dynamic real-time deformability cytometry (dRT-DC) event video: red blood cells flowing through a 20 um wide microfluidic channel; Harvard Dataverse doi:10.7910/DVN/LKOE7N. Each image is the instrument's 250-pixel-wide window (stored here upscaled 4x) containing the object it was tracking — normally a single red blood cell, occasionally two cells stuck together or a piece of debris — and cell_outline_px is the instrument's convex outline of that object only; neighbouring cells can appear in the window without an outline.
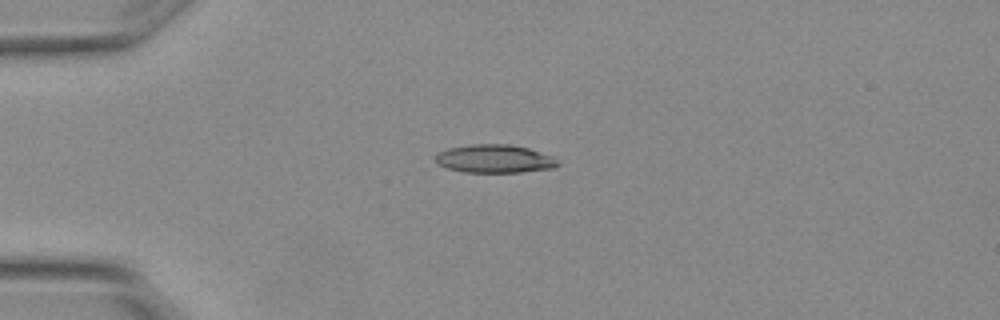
{"species": "Egyptian fruit bat (a non-hibernating species)", "species_latin": "Rousettus aegyptiacus", "temperature_condition": "warm", "stored_images_in_passage": 4, "camera_frame_rate_fps": 3000, "um_per_image_px": 0.085, "animal": {"sex": "female"}, "frame": {"image": 1, "passage_image": 1, "time_ms": 0.0, "image_size_px": [1000, 320], "cell_outline_px": [[560, 164], [556, 168], [520, 172], [464, 172], [448, 168], [440, 164], [436, 160], [436, 156], [440, 152], [448, 148], [472, 144], [508, 144], [528, 148], [552, 156]], "centroid_in_image_um": [42.08, 13.5], "position_along_channel_um": 42.9, "area_um2": 19.94}}
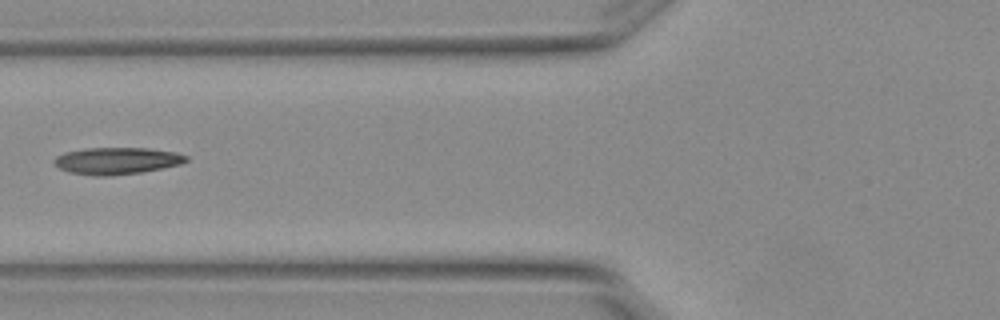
{"frame": {"image": 2, "passage_image": 3, "time_ms": 0.667, "image_size_px": [1000, 320], "cell_outline_px": [[188, 160], [180, 164], [140, 172], [112, 176], [92, 176], [68, 172], [60, 168], [52, 160], [56, 156], [68, 152], [88, 148], [148, 148], [176, 152], [188, 156]], "centroid_in_image_um": [9.93, 13.67], "position_along_channel_um": 115.9, "area_um2": 20.58}}
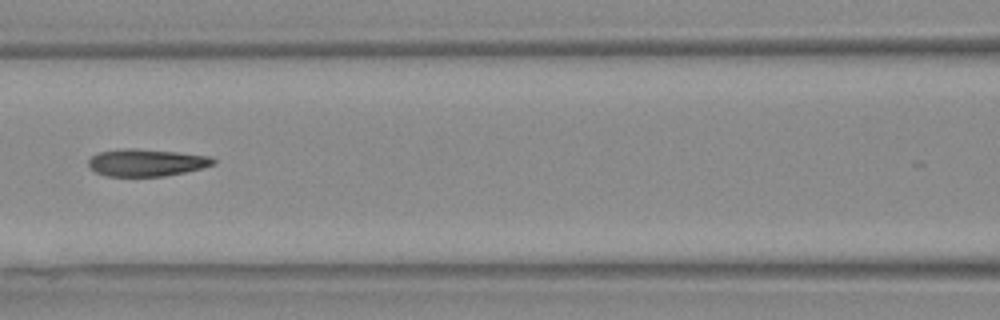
{"frame": {"image": 3, "passage_image": 4, "time_ms": 1.0, "image_size_px": [1000, 320], "cell_outline_px": [[216, 164], [184, 172], [164, 176], [108, 176], [96, 172], [88, 164], [88, 160], [96, 152], [120, 148], [136, 148], [176, 152], [208, 156], [216, 160]], "centroid_in_image_um": [12.41, 13.81], "position_along_channel_um": 154.2, "area_um2": 19.77}}